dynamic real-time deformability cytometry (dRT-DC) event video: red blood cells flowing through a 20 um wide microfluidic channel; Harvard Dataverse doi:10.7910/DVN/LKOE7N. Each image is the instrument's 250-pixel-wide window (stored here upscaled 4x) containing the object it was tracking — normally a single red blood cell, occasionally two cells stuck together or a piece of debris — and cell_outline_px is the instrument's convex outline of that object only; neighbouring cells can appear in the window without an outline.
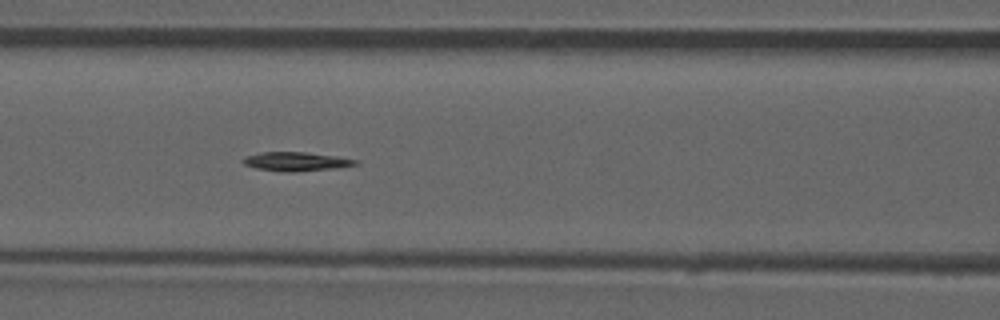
{"species": "common noctule bat (a hibernating species)", "species_latin": "Nyctalus noctula", "temperature_condition": "room temperature", "stored_images_in_passage": 43, "camera_frame_rate_fps": 3000, "um_per_image_px": 0.085, "animal": {"sex": "male", "forearm_length_mm": 52.5}, "frame": {"image": 1, "passage_image": 13, "time_ms": 4.0, "image_size_px": [1000, 320], "cell_outline_px": [[360, 164], [340, 168], [292, 172], [280, 172], [256, 168], [244, 164], [240, 160], [244, 156], [260, 152], [304, 152], [340, 156], [360, 160]], "centroid_in_image_um": [25.22, 13.73], "position_along_channel_um": 141.4, "area_um2": 12.83}}